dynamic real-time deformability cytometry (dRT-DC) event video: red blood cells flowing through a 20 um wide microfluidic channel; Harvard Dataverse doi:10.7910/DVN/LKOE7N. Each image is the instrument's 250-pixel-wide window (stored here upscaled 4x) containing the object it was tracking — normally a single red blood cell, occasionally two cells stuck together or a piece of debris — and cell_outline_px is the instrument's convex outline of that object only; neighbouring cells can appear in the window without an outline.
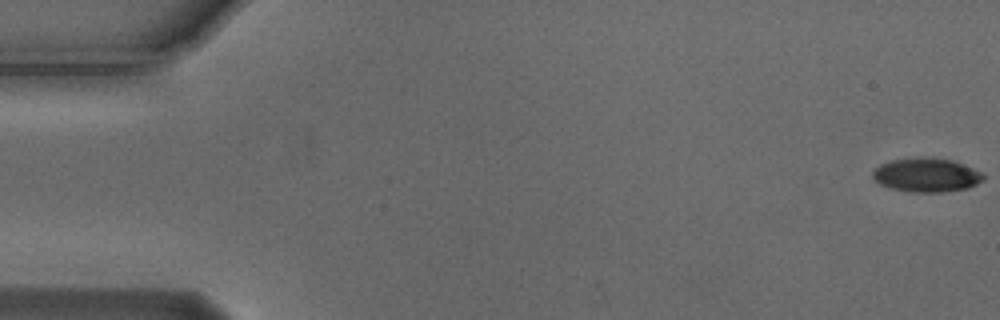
{"species": "Egyptian fruit bat (a non-hibernating species)", "species_latin": "Rousettus aegyptiacus", "temperature_condition": "cold", "stored_images_in_passage": 56, "camera_frame_rate_fps": 3000, "um_per_image_px": 0.085, "animal": {"sex": "male"}, "frame": {"image": 1, "passage_image": 1, "time_ms": 0.0, "image_size_px": [1000, 320], "cell_outline_px": [[984, 180], [968, 188], [940, 192], [908, 192], [892, 188], [880, 184], [872, 176], [872, 172], [880, 164], [892, 160], [920, 156], [952, 160], [972, 168], [980, 172], [984, 176]], "centroid_in_image_um": [78.73, 14.87], "position_along_channel_um": 6.3, "area_um2": 21.79}}
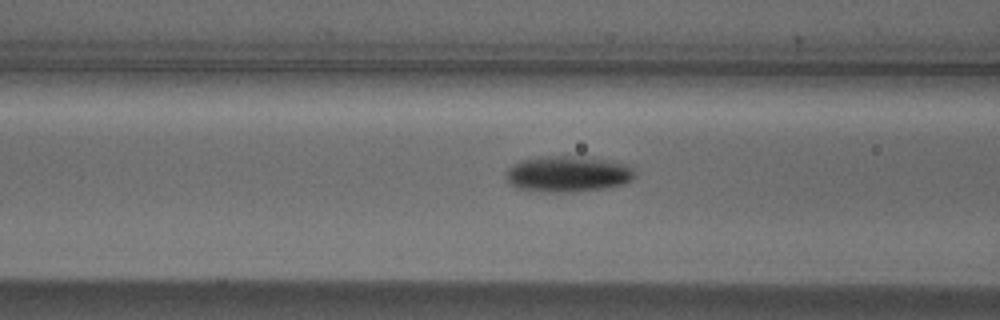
{"frame": {"image": 2, "passage_image": 22, "time_ms": 7.0, "image_size_px": [1000, 320], "cell_outline_px": [[636, 176], [632, 180], [624, 184], [604, 188], [572, 192], [544, 192], [516, 188], [508, 180], [508, 168], [512, 164], [520, 160], [544, 156], [580, 156], [628, 164], [636, 172]], "centroid_in_image_um": [48.3, 14.79], "position_along_channel_um": 118.3, "area_um2": 27.05}}
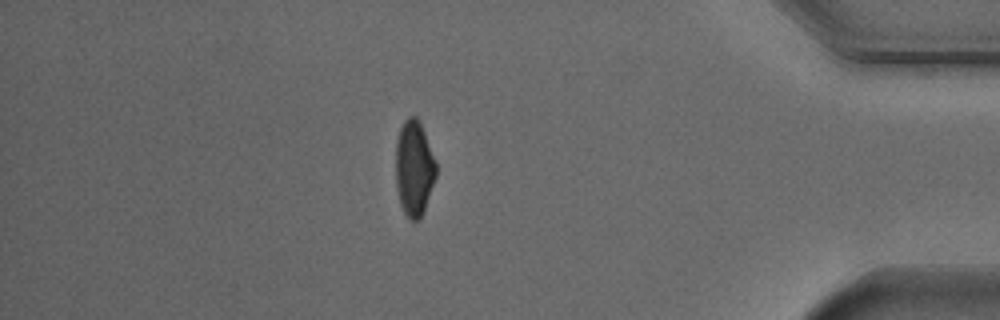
{"frame": {"image": 3, "passage_image": 48, "time_ms": 15.667, "image_size_px": [1000, 320], "cell_outline_px": [[436, 176], [424, 212], [416, 220], [412, 220], [404, 212], [400, 204], [396, 188], [396, 140], [400, 128], [404, 120], [408, 116], [416, 116], [420, 120], [436, 164]], "centroid_in_image_um": [35.19, 14.27], "position_along_channel_um": 400.0, "area_um2": 22.43}, "authors_computed_cell_mechanics": {"area_um2": 23.0044, "velocity_mm_per_s": 3.7294, "shape_relaxation_time_tau1_ms": 2.7029, "shape_relaxation_time_tau2_ms": 7.1187, "deformation_change_tau1": 0.1117, "deformation_change_tau2": 0.1111}}